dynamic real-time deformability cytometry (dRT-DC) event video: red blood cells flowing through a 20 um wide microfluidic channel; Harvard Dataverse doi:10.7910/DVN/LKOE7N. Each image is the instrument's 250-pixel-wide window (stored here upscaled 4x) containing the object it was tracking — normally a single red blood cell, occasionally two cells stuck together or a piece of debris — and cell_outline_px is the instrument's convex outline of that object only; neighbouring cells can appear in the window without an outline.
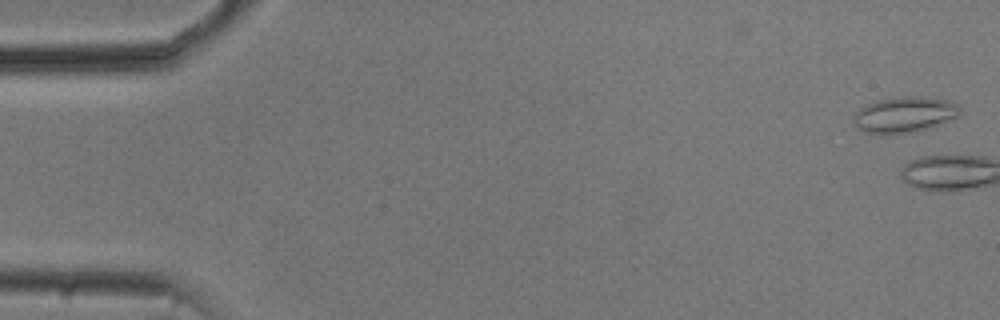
{"species": "common noctule bat (a hibernating species)", "species_latin": "Nyctalus noctula", "temperature_condition": "cold", "stored_images_in_passage": 3, "camera_frame_rate_fps": 3000, "um_per_image_px": 0.085, "animal": {"sex": "male", "body_mass_g": 20.5, "forearm_length_mm": 52.5}, "frame": {"image": 1, "passage_image": 1, "time_ms": 0.0, "image_size_px": [1000, 320], "cell_outline_px": [[960, 116], [940, 124], [916, 132], [868, 132], [856, 128], [852, 120], [856, 112], [860, 108], [876, 100], [900, 96], [924, 96], [948, 100], [956, 104], [960, 108]], "centroid_in_image_um": [76.91, 9.71], "position_along_channel_um": 8.1, "area_um2": 22.02}}